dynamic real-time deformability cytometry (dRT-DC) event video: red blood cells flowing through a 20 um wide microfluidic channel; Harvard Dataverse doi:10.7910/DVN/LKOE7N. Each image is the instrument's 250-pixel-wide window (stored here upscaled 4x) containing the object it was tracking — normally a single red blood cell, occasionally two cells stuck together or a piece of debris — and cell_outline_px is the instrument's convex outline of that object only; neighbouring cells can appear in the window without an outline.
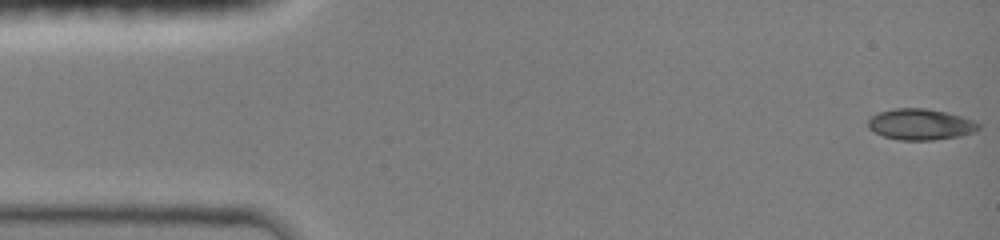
{"species": "common noctule bat (a hibernating species)", "species_latin": "Nyctalus noctula", "temperature_condition": "room temperature", "stored_images_in_passage": 19, "camera_frame_rate_fps": 3000, "um_per_image_px": 0.085, "animal": {"sex": "female", "body_mass_g": 19.0, "forearm_length_mm": 51.5}, "frame": {"image": 1, "passage_image": 1, "time_ms": 0.0, "image_size_px": [1000, 240], "cell_outline_px": [[980, 128], [976, 132], [960, 136], [932, 140], [900, 140], [884, 136], [868, 128], [868, 120], [872, 116], [880, 112], [896, 108], [924, 108], [948, 112], [972, 120], [980, 124]], "centroid_in_image_um": [78.27, 10.57], "position_along_channel_um": 6.7, "area_um2": 19.94}}
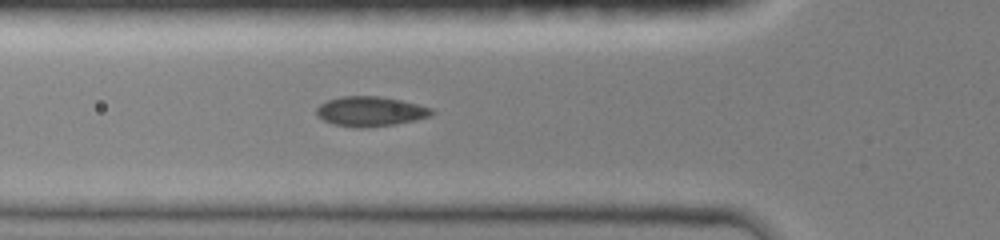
{"frame": {"image": 2, "passage_image": 16, "time_ms": 5.0, "image_size_px": [1000, 240], "cell_outline_px": [[436, 112], [432, 116], [396, 124], [364, 128], [356, 128], [332, 124], [324, 120], [316, 112], [316, 108], [320, 104], [328, 100], [340, 96], [380, 96], [400, 100], [432, 108]], "centroid_in_image_um": [31.5, 9.47], "position_along_channel_um": 94.3, "area_um2": 20.06}}
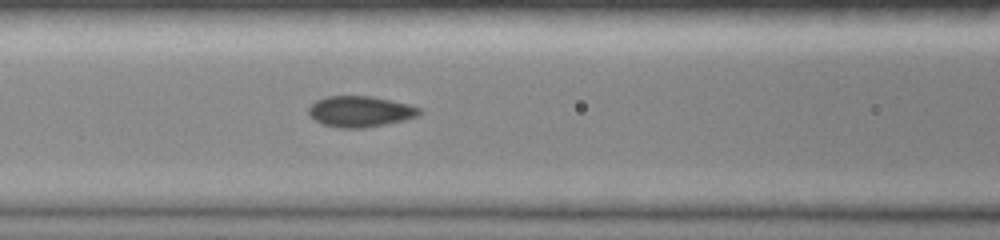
{"frame": {"image": 3, "passage_image": 19, "time_ms": 6.0, "image_size_px": [1000, 240], "cell_outline_px": [[420, 112], [416, 116], [404, 120], [384, 124], [360, 128], [340, 128], [324, 124], [308, 116], [308, 108], [316, 100], [328, 96], [368, 96], [408, 104], [420, 108]], "centroid_in_image_um": [30.56, 9.47], "position_along_channel_um": 136.0, "area_um2": 19.59}}